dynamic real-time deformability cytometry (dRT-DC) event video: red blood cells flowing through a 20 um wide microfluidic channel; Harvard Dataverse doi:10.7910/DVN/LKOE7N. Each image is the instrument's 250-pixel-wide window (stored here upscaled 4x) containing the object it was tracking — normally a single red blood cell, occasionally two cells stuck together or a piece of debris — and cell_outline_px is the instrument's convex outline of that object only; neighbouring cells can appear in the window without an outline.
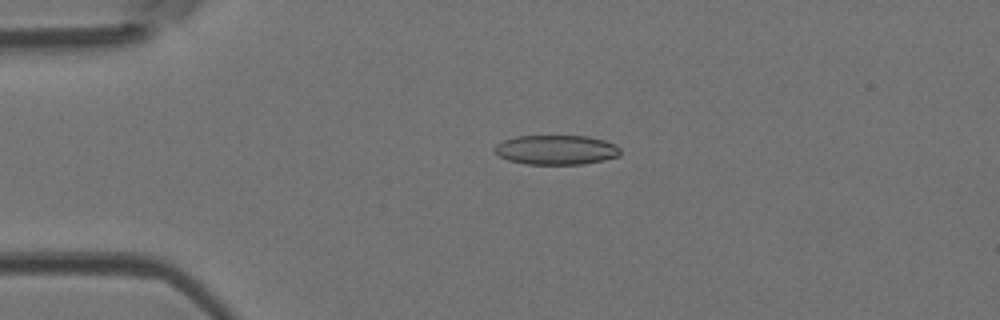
{"species": "Egyptian fruit bat (a non-hibernating species)", "species_latin": "Rousettus aegyptiacus", "temperature_condition": "room temperature", "stored_images_in_passage": 46, "camera_frame_rate_fps": 3000, "um_per_image_px": 0.085, "animal": {"sex": "female"}, "frame": {"image": 1, "passage_image": 8, "time_ms": 2.333, "image_size_px": [1000, 320], "cell_outline_px": [[620, 156], [604, 160], [584, 164], [524, 164], [508, 160], [492, 152], [492, 148], [496, 144], [504, 140], [516, 136], [588, 136], [604, 140], [616, 144], [620, 148]], "centroid_in_image_um": [47.26, 12.74], "position_along_channel_um": 37.7, "area_um2": 21.91}}
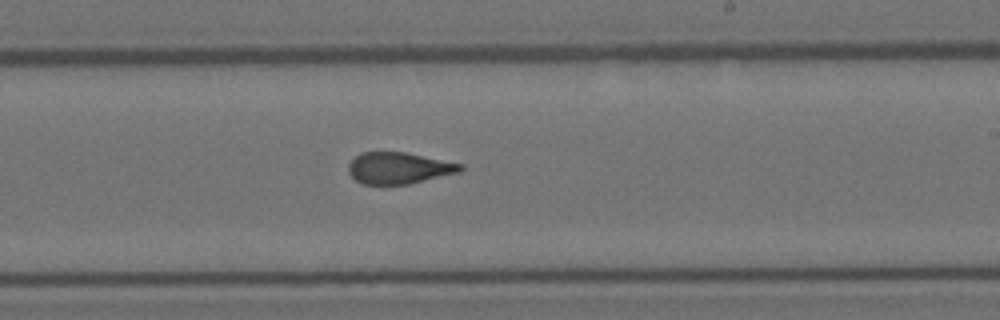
{"frame": {"image": 2, "passage_image": 26, "time_ms": 8.333, "image_size_px": [1000, 320], "cell_outline_px": [[464, 168], [460, 172], [408, 184], [364, 184], [356, 180], [348, 172], [348, 164], [360, 152], [404, 152], [464, 164]], "centroid_in_image_um": [33.91, 14.28], "position_along_channel_um": 255.1, "area_um2": 20.46}}
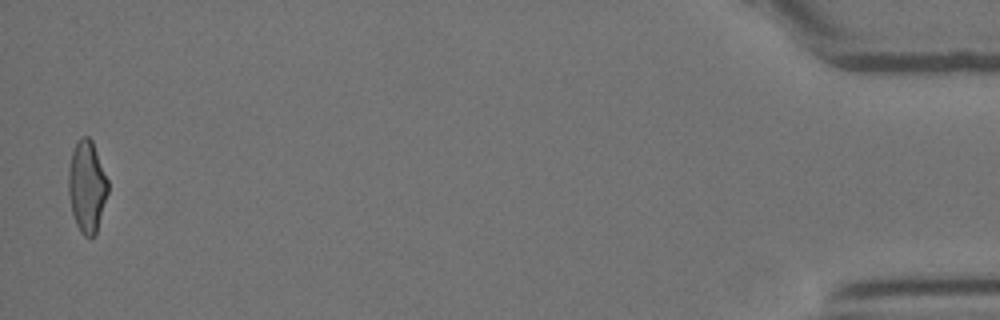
{"frame": {"image": 3, "passage_image": 45, "time_ms": 14.667, "image_size_px": [1000, 320], "cell_outline_px": [[108, 192], [96, 236], [84, 236], [80, 232], [76, 224], [72, 212], [68, 192], [68, 172], [72, 152], [80, 136], [88, 136], [92, 140], [108, 180]], "centroid_in_image_um": [7.39, 15.87], "position_along_channel_um": 427.8, "area_um2": 21.15}, "authors_computed_cell_mechanics": {"area_um2": 21.5016, "velocity_mm_per_s": 4.1645, "shape_relaxation_time_tau1_ms": 9.3761, "shape_relaxation_time_tau2_ms": 1.3994, "deformation_change_tau1": 0.2289, "deformation_change_tau2": 0.0973}}